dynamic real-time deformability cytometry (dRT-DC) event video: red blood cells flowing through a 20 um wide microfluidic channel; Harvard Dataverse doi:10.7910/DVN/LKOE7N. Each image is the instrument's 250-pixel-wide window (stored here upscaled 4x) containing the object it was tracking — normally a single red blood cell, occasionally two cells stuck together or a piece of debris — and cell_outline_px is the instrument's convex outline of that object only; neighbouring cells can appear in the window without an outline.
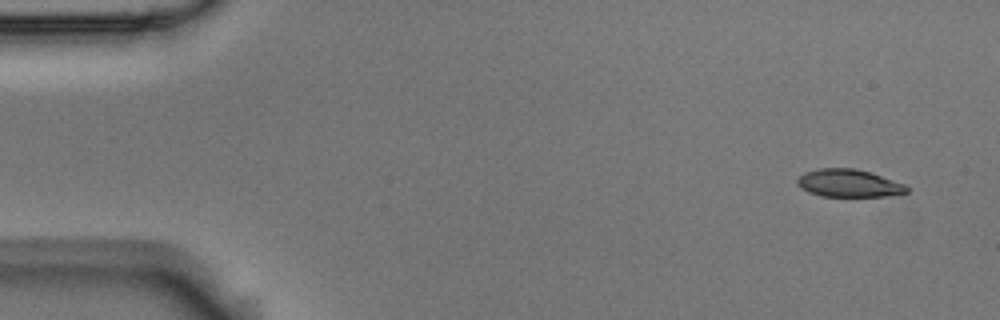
{"species": "Egyptian fruit bat (a non-hibernating species)", "species_latin": "Rousettus aegyptiacus", "temperature_condition": "room temperature", "stored_images_in_passage": 4, "camera_frame_rate_fps": 3000, "um_per_image_px": 0.085, "animal": {"sex": "male"}, "frame": {"image": 1, "passage_image": 1, "time_ms": 0.0, "image_size_px": [1000, 320], "cell_outline_px": [[912, 188], [908, 192], [888, 196], [820, 196], [808, 192], [800, 188], [796, 184], [796, 180], [804, 172], [820, 168], [856, 168], [904, 184]], "centroid_in_image_um": [72.12, 15.58], "position_along_channel_um": 12.9, "area_um2": 17.69}}
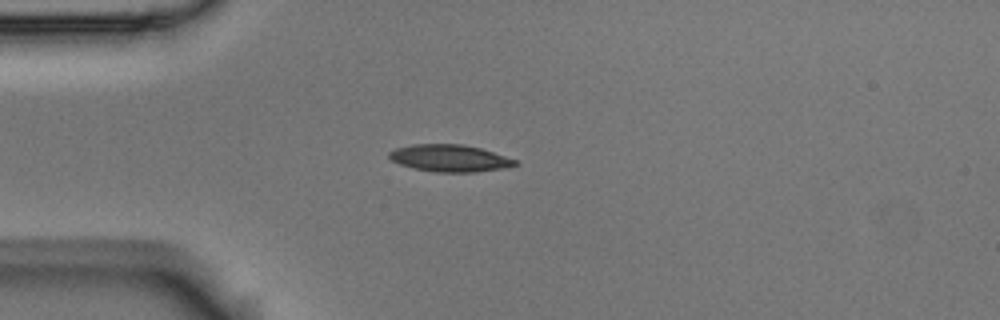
{"frame": {"image": 2, "passage_image": 4, "time_ms": 1.0, "image_size_px": [1000, 320], "cell_outline_px": [[520, 164], [504, 168], [476, 172], [432, 172], [412, 168], [400, 164], [392, 160], [388, 156], [388, 152], [396, 148], [412, 144], [464, 144], [480, 148], [516, 160]], "centroid_in_image_um": [38.2, 13.45], "position_along_channel_um": 46.8, "area_um2": 19.88}}